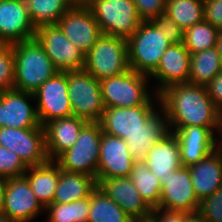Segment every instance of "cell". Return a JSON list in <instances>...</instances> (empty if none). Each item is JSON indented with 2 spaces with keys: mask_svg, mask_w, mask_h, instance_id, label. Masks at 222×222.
Returning a JSON list of instances; mask_svg holds the SVG:
<instances>
[{
  "mask_svg": "<svg viewBox=\"0 0 222 222\" xmlns=\"http://www.w3.org/2000/svg\"><path fill=\"white\" fill-rule=\"evenodd\" d=\"M156 98L167 115L169 127L196 125L220 132L221 112L213 104L206 86L175 84L161 91Z\"/></svg>",
  "mask_w": 222,
  "mask_h": 222,
  "instance_id": "obj_1",
  "label": "cell"
},
{
  "mask_svg": "<svg viewBox=\"0 0 222 222\" xmlns=\"http://www.w3.org/2000/svg\"><path fill=\"white\" fill-rule=\"evenodd\" d=\"M15 71L13 89L34 94L58 70L34 38L12 44Z\"/></svg>",
  "mask_w": 222,
  "mask_h": 222,
  "instance_id": "obj_2",
  "label": "cell"
},
{
  "mask_svg": "<svg viewBox=\"0 0 222 222\" xmlns=\"http://www.w3.org/2000/svg\"><path fill=\"white\" fill-rule=\"evenodd\" d=\"M160 109L163 117L152 105L106 108L100 120L102 132L124 140L137 131H170L167 115Z\"/></svg>",
  "mask_w": 222,
  "mask_h": 222,
  "instance_id": "obj_3",
  "label": "cell"
},
{
  "mask_svg": "<svg viewBox=\"0 0 222 222\" xmlns=\"http://www.w3.org/2000/svg\"><path fill=\"white\" fill-rule=\"evenodd\" d=\"M170 45L162 31L150 21H142L138 29L127 39L129 68L150 77Z\"/></svg>",
  "mask_w": 222,
  "mask_h": 222,
  "instance_id": "obj_4",
  "label": "cell"
},
{
  "mask_svg": "<svg viewBox=\"0 0 222 222\" xmlns=\"http://www.w3.org/2000/svg\"><path fill=\"white\" fill-rule=\"evenodd\" d=\"M86 6L104 35L127 40L143 21L132 0H90Z\"/></svg>",
  "mask_w": 222,
  "mask_h": 222,
  "instance_id": "obj_5",
  "label": "cell"
},
{
  "mask_svg": "<svg viewBox=\"0 0 222 222\" xmlns=\"http://www.w3.org/2000/svg\"><path fill=\"white\" fill-rule=\"evenodd\" d=\"M102 133L100 122H87L74 145L55 161L64 171L87 174L97 181Z\"/></svg>",
  "mask_w": 222,
  "mask_h": 222,
  "instance_id": "obj_6",
  "label": "cell"
},
{
  "mask_svg": "<svg viewBox=\"0 0 222 222\" xmlns=\"http://www.w3.org/2000/svg\"><path fill=\"white\" fill-rule=\"evenodd\" d=\"M72 113L87 122H100L105 105L100 82L85 69L67 72Z\"/></svg>",
  "mask_w": 222,
  "mask_h": 222,
  "instance_id": "obj_7",
  "label": "cell"
},
{
  "mask_svg": "<svg viewBox=\"0 0 222 222\" xmlns=\"http://www.w3.org/2000/svg\"><path fill=\"white\" fill-rule=\"evenodd\" d=\"M98 81L129 70L127 40L102 34L85 54V68Z\"/></svg>",
  "mask_w": 222,
  "mask_h": 222,
  "instance_id": "obj_8",
  "label": "cell"
},
{
  "mask_svg": "<svg viewBox=\"0 0 222 222\" xmlns=\"http://www.w3.org/2000/svg\"><path fill=\"white\" fill-rule=\"evenodd\" d=\"M147 76L129 69L121 75L100 80L105 108L153 105L146 86Z\"/></svg>",
  "mask_w": 222,
  "mask_h": 222,
  "instance_id": "obj_9",
  "label": "cell"
},
{
  "mask_svg": "<svg viewBox=\"0 0 222 222\" xmlns=\"http://www.w3.org/2000/svg\"><path fill=\"white\" fill-rule=\"evenodd\" d=\"M34 38L60 72L85 68V54L70 42L57 25H44L36 29Z\"/></svg>",
  "mask_w": 222,
  "mask_h": 222,
  "instance_id": "obj_10",
  "label": "cell"
},
{
  "mask_svg": "<svg viewBox=\"0 0 222 222\" xmlns=\"http://www.w3.org/2000/svg\"><path fill=\"white\" fill-rule=\"evenodd\" d=\"M67 92V72L58 71L34 93L38 101V118L43 127L50 121L73 115Z\"/></svg>",
  "mask_w": 222,
  "mask_h": 222,
  "instance_id": "obj_11",
  "label": "cell"
},
{
  "mask_svg": "<svg viewBox=\"0 0 222 222\" xmlns=\"http://www.w3.org/2000/svg\"><path fill=\"white\" fill-rule=\"evenodd\" d=\"M0 146L14 151L28 167L41 165L49 160L43 126L25 129L2 127Z\"/></svg>",
  "mask_w": 222,
  "mask_h": 222,
  "instance_id": "obj_12",
  "label": "cell"
},
{
  "mask_svg": "<svg viewBox=\"0 0 222 222\" xmlns=\"http://www.w3.org/2000/svg\"><path fill=\"white\" fill-rule=\"evenodd\" d=\"M66 38L86 54L101 37V29L90 9L74 4L56 23Z\"/></svg>",
  "mask_w": 222,
  "mask_h": 222,
  "instance_id": "obj_13",
  "label": "cell"
},
{
  "mask_svg": "<svg viewBox=\"0 0 222 222\" xmlns=\"http://www.w3.org/2000/svg\"><path fill=\"white\" fill-rule=\"evenodd\" d=\"M45 208L33 193L26 177L6 179L2 213L15 222H29Z\"/></svg>",
  "mask_w": 222,
  "mask_h": 222,
  "instance_id": "obj_14",
  "label": "cell"
},
{
  "mask_svg": "<svg viewBox=\"0 0 222 222\" xmlns=\"http://www.w3.org/2000/svg\"><path fill=\"white\" fill-rule=\"evenodd\" d=\"M161 198L159 207L170 210L193 212L198 210L200 201L195 195L189 167L181 166L160 179Z\"/></svg>",
  "mask_w": 222,
  "mask_h": 222,
  "instance_id": "obj_15",
  "label": "cell"
},
{
  "mask_svg": "<svg viewBox=\"0 0 222 222\" xmlns=\"http://www.w3.org/2000/svg\"><path fill=\"white\" fill-rule=\"evenodd\" d=\"M35 31L25 0H0V43L34 39Z\"/></svg>",
  "mask_w": 222,
  "mask_h": 222,
  "instance_id": "obj_16",
  "label": "cell"
},
{
  "mask_svg": "<svg viewBox=\"0 0 222 222\" xmlns=\"http://www.w3.org/2000/svg\"><path fill=\"white\" fill-rule=\"evenodd\" d=\"M29 99H35L34 94L16 89L0 92V128H35L42 126L37 108L29 104Z\"/></svg>",
  "mask_w": 222,
  "mask_h": 222,
  "instance_id": "obj_17",
  "label": "cell"
},
{
  "mask_svg": "<svg viewBox=\"0 0 222 222\" xmlns=\"http://www.w3.org/2000/svg\"><path fill=\"white\" fill-rule=\"evenodd\" d=\"M134 162L125 140L102 133L97 184L104 178L129 177Z\"/></svg>",
  "mask_w": 222,
  "mask_h": 222,
  "instance_id": "obj_18",
  "label": "cell"
},
{
  "mask_svg": "<svg viewBox=\"0 0 222 222\" xmlns=\"http://www.w3.org/2000/svg\"><path fill=\"white\" fill-rule=\"evenodd\" d=\"M169 128L178 139L182 166L188 167L198 163L220 146L219 142H216L215 129L196 125Z\"/></svg>",
  "mask_w": 222,
  "mask_h": 222,
  "instance_id": "obj_19",
  "label": "cell"
},
{
  "mask_svg": "<svg viewBox=\"0 0 222 222\" xmlns=\"http://www.w3.org/2000/svg\"><path fill=\"white\" fill-rule=\"evenodd\" d=\"M98 187L134 220L150 219L152 208L141 197L129 177L104 178Z\"/></svg>",
  "mask_w": 222,
  "mask_h": 222,
  "instance_id": "obj_20",
  "label": "cell"
},
{
  "mask_svg": "<svg viewBox=\"0 0 222 222\" xmlns=\"http://www.w3.org/2000/svg\"><path fill=\"white\" fill-rule=\"evenodd\" d=\"M190 52L184 43L171 44L162 55L157 68L150 74L161 84L154 95L175 84L189 83Z\"/></svg>",
  "mask_w": 222,
  "mask_h": 222,
  "instance_id": "obj_21",
  "label": "cell"
},
{
  "mask_svg": "<svg viewBox=\"0 0 222 222\" xmlns=\"http://www.w3.org/2000/svg\"><path fill=\"white\" fill-rule=\"evenodd\" d=\"M188 167L198 200L212 196L222 187V146H218L201 161Z\"/></svg>",
  "mask_w": 222,
  "mask_h": 222,
  "instance_id": "obj_22",
  "label": "cell"
},
{
  "mask_svg": "<svg viewBox=\"0 0 222 222\" xmlns=\"http://www.w3.org/2000/svg\"><path fill=\"white\" fill-rule=\"evenodd\" d=\"M86 120L74 115L50 121L44 126L46 153L49 160H56L74 145Z\"/></svg>",
  "mask_w": 222,
  "mask_h": 222,
  "instance_id": "obj_23",
  "label": "cell"
},
{
  "mask_svg": "<svg viewBox=\"0 0 222 222\" xmlns=\"http://www.w3.org/2000/svg\"><path fill=\"white\" fill-rule=\"evenodd\" d=\"M148 169L159 179H164L168 173L182 166L178 139L173 132L168 133L158 141L147 153L144 160Z\"/></svg>",
  "mask_w": 222,
  "mask_h": 222,
  "instance_id": "obj_24",
  "label": "cell"
},
{
  "mask_svg": "<svg viewBox=\"0 0 222 222\" xmlns=\"http://www.w3.org/2000/svg\"><path fill=\"white\" fill-rule=\"evenodd\" d=\"M61 168L55 160L29 166L24 176L41 205L46 208L53 203Z\"/></svg>",
  "mask_w": 222,
  "mask_h": 222,
  "instance_id": "obj_25",
  "label": "cell"
},
{
  "mask_svg": "<svg viewBox=\"0 0 222 222\" xmlns=\"http://www.w3.org/2000/svg\"><path fill=\"white\" fill-rule=\"evenodd\" d=\"M97 186L95 177L61 169L53 203H70L88 198Z\"/></svg>",
  "mask_w": 222,
  "mask_h": 222,
  "instance_id": "obj_26",
  "label": "cell"
},
{
  "mask_svg": "<svg viewBox=\"0 0 222 222\" xmlns=\"http://www.w3.org/2000/svg\"><path fill=\"white\" fill-rule=\"evenodd\" d=\"M221 70L222 61L216 47L191 54L189 83L205 86Z\"/></svg>",
  "mask_w": 222,
  "mask_h": 222,
  "instance_id": "obj_27",
  "label": "cell"
},
{
  "mask_svg": "<svg viewBox=\"0 0 222 222\" xmlns=\"http://www.w3.org/2000/svg\"><path fill=\"white\" fill-rule=\"evenodd\" d=\"M88 222H134V219L97 186L90 195Z\"/></svg>",
  "mask_w": 222,
  "mask_h": 222,
  "instance_id": "obj_28",
  "label": "cell"
},
{
  "mask_svg": "<svg viewBox=\"0 0 222 222\" xmlns=\"http://www.w3.org/2000/svg\"><path fill=\"white\" fill-rule=\"evenodd\" d=\"M30 19L39 28L56 25L59 19L74 5L72 0H25Z\"/></svg>",
  "mask_w": 222,
  "mask_h": 222,
  "instance_id": "obj_29",
  "label": "cell"
},
{
  "mask_svg": "<svg viewBox=\"0 0 222 222\" xmlns=\"http://www.w3.org/2000/svg\"><path fill=\"white\" fill-rule=\"evenodd\" d=\"M129 178L151 208L159 207L161 198L160 179L148 169L144 160L134 162Z\"/></svg>",
  "mask_w": 222,
  "mask_h": 222,
  "instance_id": "obj_30",
  "label": "cell"
},
{
  "mask_svg": "<svg viewBox=\"0 0 222 222\" xmlns=\"http://www.w3.org/2000/svg\"><path fill=\"white\" fill-rule=\"evenodd\" d=\"M164 14L186 31L204 20V0H166Z\"/></svg>",
  "mask_w": 222,
  "mask_h": 222,
  "instance_id": "obj_31",
  "label": "cell"
},
{
  "mask_svg": "<svg viewBox=\"0 0 222 222\" xmlns=\"http://www.w3.org/2000/svg\"><path fill=\"white\" fill-rule=\"evenodd\" d=\"M218 34L219 29L203 20L184 31L185 48L190 54L214 48Z\"/></svg>",
  "mask_w": 222,
  "mask_h": 222,
  "instance_id": "obj_32",
  "label": "cell"
},
{
  "mask_svg": "<svg viewBox=\"0 0 222 222\" xmlns=\"http://www.w3.org/2000/svg\"><path fill=\"white\" fill-rule=\"evenodd\" d=\"M90 197L70 203H52L45 208L48 222H88Z\"/></svg>",
  "mask_w": 222,
  "mask_h": 222,
  "instance_id": "obj_33",
  "label": "cell"
},
{
  "mask_svg": "<svg viewBox=\"0 0 222 222\" xmlns=\"http://www.w3.org/2000/svg\"><path fill=\"white\" fill-rule=\"evenodd\" d=\"M170 131H137L124 140L135 161L145 160L148 151Z\"/></svg>",
  "mask_w": 222,
  "mask_h": 222,
  "instance_id": "obj_34",
  "label": "cell"
},
{
  "mask_svg": "<svg viewBox=\"0 0 222 222\" xmlns=\"http://www.w3.org/2000/svg\"><path fill=\"white\" fill-rule=\"evenodd\" d=\"M15 60L12 44L0 43V92L14 87Z\"/></svg>",
  "mask_w": 222,
  "mask_h": 222,
  "instance_id": "obj_35",
  "label": "cell"
},
{
  "mask_svg": "<svg viewBox=\"0 0 222 222\" xmlns=\"http://www.w3.org/2000/svg\"><path fill=\"white\" fill-rule=\"evenodd\" d=\"M28 166L18 154L0 146V176L5 178L23 176Z\"/></svg>",
  "mask_w": 222,
  "mask_h": 222,
  "instance_id": "obj_36",
  "label": "cell"
},
{
  "mask_svg": "<svg viewBox=\"0 0 222 222\" xmlns=\"http://www.w3.org/2000/svg\"><path fill=\"white\" fill-rule=\"evenodd\" d=\"M149 21L163 32L171 44L184 43V30L166 14H160Z\"/></svg>",
  "mask_w": 222,
  "mask_h": 222,
  "instance_id": "obj_37",
  "label": "cell"
},
{
  "mask_svg": "<svg viewBox=\"0 0 222 222\" xmlns=\"http://www.w3.org/2000/svg\"><path fill=\"white\" fill-rule=\"evenodd\" d=\"M198 211L207 222H222V187L200 201Z\"/></svg>",
  "mask_w": 222,
  "mask_h": 222,
  "instance_id": "obj_38",
  "label": "cell"
},
{
  "mask_svg": "<svg viewBox=\"0 0 222 222\" xmlns=\"http://www.w3.org/2000/svg\"><path fill=\"white\" fill-rule=\"evenodd\" d=\"M143 21L165 13L166 0H132Z\"/></svg>",
  "mask_w": 222,
  "mask_h": 222,
  "instance_id": "obj_39",
  "label": "cell"
},
{
  "mask_svg": "<svg viewBox=\"0 0 222 222\" xmlns=\"http://www.w3.org/2000/svg\"><path fill=\"white\" fill-rule=\"evenodd\" d=\"M204 20L222 30V0H204Z\"/></svg>",
  "mask_w": 222,
  "mask_h": 222,
  "instance_id": "obj_40",
  "label": "cell"
},
{
  "mask_svg": "<svg viewBox=\"0 0 222 222\" xmlns=\"http://www.w3.org/2000/svg\"><path fill=\"white\" fill-rule=\"evenodd\" d=\"M205 86L213 104L222 112V70Z\"/></svg>",
  "mask_w": 222,
  "mask_h": 222,
  "instance_id": "obj_41",
  "label": "cell"
},
{
  "mask_svg": "<svg viewBox=\"0 0 222 222\" xmlns=\"http://www.w3.org/2000/svg\"><path fill=\"white\" fill-rule=\"evenodd\" d=\"M150 219L153 222H182V211L155 207L152 208Z\"/></svg>",
  "mask_w": 222,
  "mask_h": 222,
  "instance_id": "obj_42",
  "label": "cell"
},
{
  "mask_svg": "<svg viewBox=\"0 0 222 222\" xmlns=\"http://www.w3.org/2000/svg\"><path fill=\"white\" fill-rule=\"evenodd\" d=\"M182 222H207L201 215V213L196 210L193 212L182 211Z\"/></svg>",
  "mask_w": 222,
  "mask_h": 222,
  "instance_id": "obj_43",
  "label": "cell"
},
{
  "mask_svg": "<svg viewBox=\"0 0 222 222\" xmlns=\"http://www.w3.org/2000/svg\"><path fill=\"white\" fill-rule=\"evenodd\" d=\"M6 179L7 178L0 176V213H2L4 206V192L6 188Z\"/></svg>",
  "mask_w": 222,
  "mask_h": 222,
  "instance_id": "obj_44",
  "label": "cell"
},
{
  "mask_svg": "<svg viewBox=\"0 0 222 222\" xmlns=\"http://www.w3.org/2000/svg\"><path fill=\"white\" fill-rule=\"evenodd\" d=\"M216 48H217L218 54L220 56V59L222 61V30H219Z\"/></svg>",
  "mask_w": 222,
  "mask_h": 222,
  "instance_id": "obj_45",
  "label": "cell"
},
{
  "mask_svg": "<svg viewBox=\"0 0 222 222\" xmlns=\"http://www.w3.org/2000/svg\"><path fill=\"white\" fill-rule=\"evenodd\" d=\"M0 222H15L11 219H9L6 215H4L3 213H0Z\"/></svg>",
  "mask_w": 222,
  "mask_h": 222,
  "instance_id": "obj_46",
  "label": "cell"
},
{
  "mask_svg": "<svg viewBox=\"0 0 222 222\" xmlns=\"http://www.w3.org/2000/svg\"><path fill=\"white\" fill-rule=\"evenodd\" d=\"M74 4L86 5L90 0H72Z\"/></svg>",
  "mask_w": 222,
  "mask_h": 222,
  "instance_id": "obj_47",
  "label": "cell"
},
{
  "mask_svg": "<svg viewBox=\"0 0 222 222\" xmlns=\"http://www.w3.org/2000/svg\"><path fill=\"white\" fill-rule=\"evenodd\" d=\"M219 136H220V139H222L221 138V136H222V112H221V115H220V132H219ZM220 141H221L220 143H222V140H220Z\"/></svg>",
  "mask_w": 222,
  "mask_h": 222,
  "instance_id": "obj_48",
  "label": "cell"
}]
</instances>
